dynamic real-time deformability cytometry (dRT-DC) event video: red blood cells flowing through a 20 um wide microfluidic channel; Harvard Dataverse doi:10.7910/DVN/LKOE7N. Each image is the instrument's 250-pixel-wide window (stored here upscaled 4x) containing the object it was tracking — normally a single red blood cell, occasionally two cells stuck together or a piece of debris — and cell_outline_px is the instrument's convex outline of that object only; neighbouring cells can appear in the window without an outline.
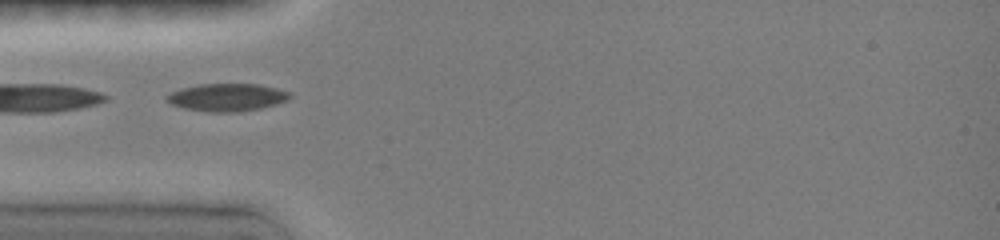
{"species": "common noctule bat (a hibernating species)", "species_latin": "Nyctalus noctula", "temperature_condition": "room temperature", "stored_images_in_passage": 74, "camera_frame_rate_fps": 3000, "um_per_image_px": 0.085, "animal": {"sex": "female", "body_mass_g": 19.0, "forearm_length_mm": 51.5}, "frame": {"image": 1, "passage_image": 1, "time_ms": 0.0, "image_size_px": [1000, 240], "cell_outline_px": [[292, 96], [288, 100], [276, 104], [260, 108], [240, 112], [204, 112], [184, 108], [172, 104], [164, 96], [172, 92], [184, 88], [200, 84], [256, 84], [276, 88], [288, 92]], "centroid_in_image_um": [19.31, 8.28], "position_along_channel_um": 65.7, "area_um2": 19.71}}
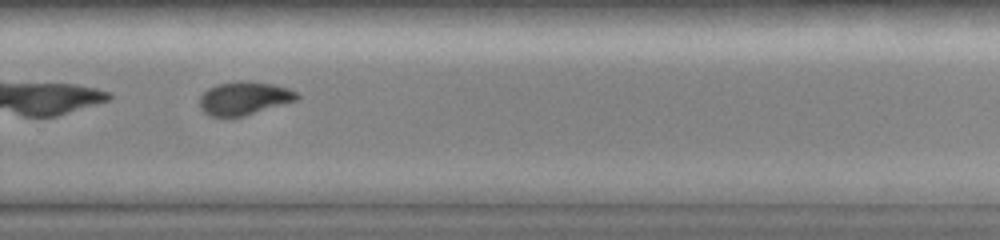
{"frame": {"image": 2, "passage_image": 45, "time_ms": 6.0, "image_size_px": [1000, 240], "cell_outline_px": [[300, 96], [296, 100], [244, 116], [212, 116], [204, 112], [200, 108], [200, 96], [208, 88], [220, 84], [240, 80], [244, 80], [272, 84], [288, 88], [296, 92]], "centroid_in_image_um": [20.75, 8.34], "position_along_channel_um": 309.1, "area_um2": 18.61}}